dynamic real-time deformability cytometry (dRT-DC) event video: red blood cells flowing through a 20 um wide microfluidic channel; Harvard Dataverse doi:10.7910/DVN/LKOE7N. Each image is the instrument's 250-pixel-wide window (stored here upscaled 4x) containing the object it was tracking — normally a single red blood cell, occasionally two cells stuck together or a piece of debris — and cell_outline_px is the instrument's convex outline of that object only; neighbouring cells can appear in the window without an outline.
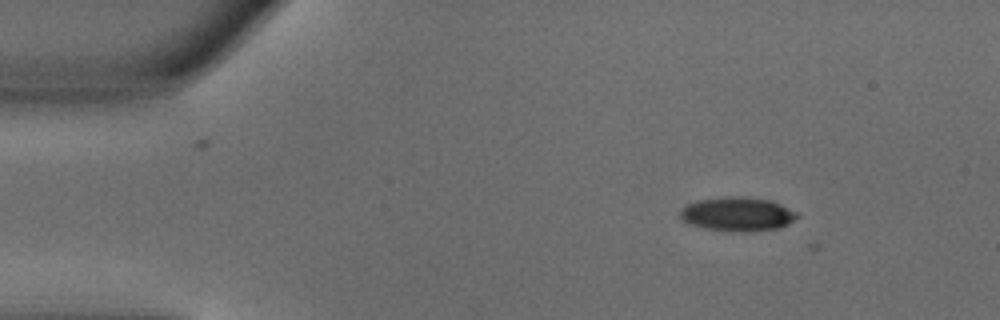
{"species": "common noctule bat (a hibernating species)", "species_latin": "Nyctalus noctula", "temperature_condition": "warm", "stored_images_in_passage": 4, "camera_frame_rate_fps": 3000, "um_per_image_px": 0.085, "animal": {"sex": "male", "body_mass_g": 18.8}, "frame": {"image": 1, "passage_image": 1, "time_ms": 0.0, "image_size_px": [1000, 320], "cell_outline_px": [[800, 216], [788, 224], [780, 228], [752, 232], [740, 232], [708, 228], [688, 224], [680, 216], [680, 212], [688, 204], [696, 200], [724, 196], [740, 196], [772, 200], [796, 212]], "centroid_in_image_um": [62.72, 18.19], "position_along_channel_um": 22.3, "area_um2": 23.24}}